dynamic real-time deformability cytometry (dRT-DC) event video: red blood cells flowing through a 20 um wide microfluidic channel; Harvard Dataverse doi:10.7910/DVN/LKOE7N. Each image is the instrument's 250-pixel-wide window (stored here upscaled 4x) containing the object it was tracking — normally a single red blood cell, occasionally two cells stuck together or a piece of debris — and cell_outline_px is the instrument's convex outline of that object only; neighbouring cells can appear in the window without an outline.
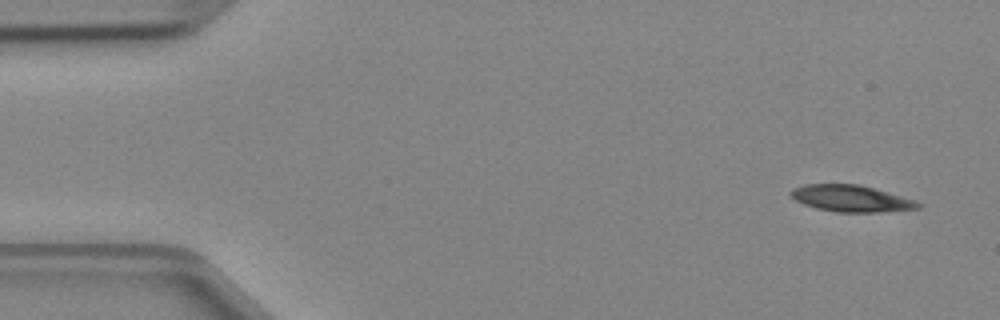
{"species": "Egyptian fruit bat (a non-hibernating species)", "species_latin": "Rousettus aegyptiacus", "temperature_condition": "cold", "stored_images_in_passage": 4, "camera_frame_rate_fps": 3000, "um_per_image_px": 0.085, "animal": {"sex": "female"}, "frame": {"image": 1, "passage_image": 1, "time_ms": 0.0, "image_size_px": [1000, 320], "cell_outline_px": [[924, 204], [920, 208], [876, 212], [836, 212], [816, 208], [804, 204], [788, 196], [788, 192], [792, 188], [804, 184], [860, 184], [916, 200]], "centroid_in_image_um": [72.32, 16.86], "position_along_channel_um": 12.7, "area_um2": 19.88}}
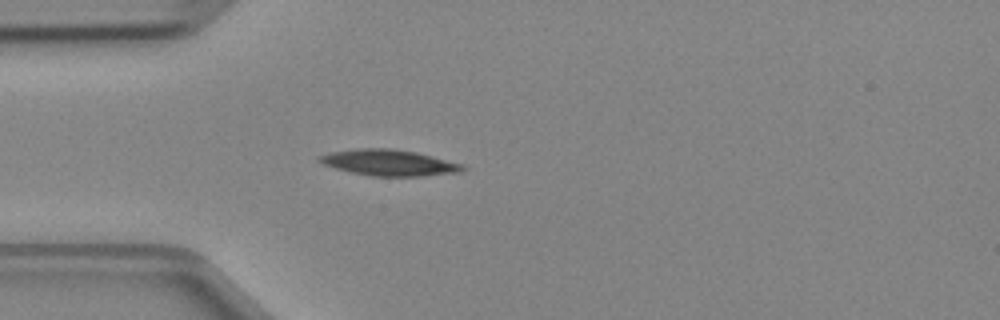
{"frame": {"image": 2, "passage_image": 4, "time_ms": 1.0, "image_size_px": [1000, 320], "cell_outline_px": [[468, 168], [460, 172], [420, 176], [372, 176], [352, 172], [336, 168], [324, 164], [316, 160], [316, 156], [332, 152], [356, 148], [392, 148], [416, 152], [464, 164]], "centroid_in_image_um": [33.08, 13.82], "position_along_channel_um": 51.9, "area_um2": 21.79}}